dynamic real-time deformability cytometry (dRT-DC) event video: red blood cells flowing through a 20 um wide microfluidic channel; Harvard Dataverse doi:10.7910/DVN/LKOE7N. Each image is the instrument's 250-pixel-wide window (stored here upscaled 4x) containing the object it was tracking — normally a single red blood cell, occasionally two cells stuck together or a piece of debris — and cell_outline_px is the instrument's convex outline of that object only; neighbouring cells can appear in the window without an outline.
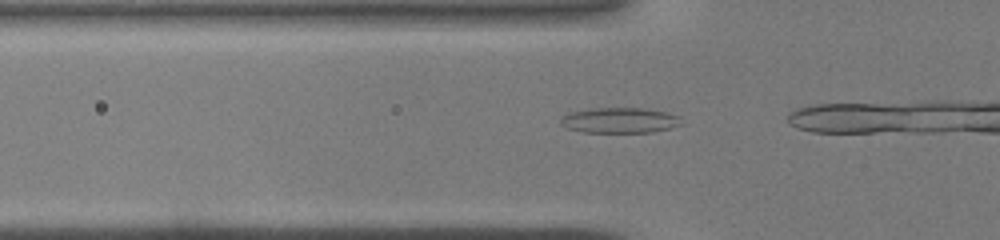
{"species": "common noctule bat (a hibernating species)", "species_latin": "Nyctalus noctula", "temperature_condition": "warm", "stored_images_in_passage": 9, "camera_frame_rate_fps": 3000, "um_per_image_px": 0.085, "animal": {"sex": "male", "body_mass_g": 19.0, "forearm_length_mm": 50.8}, "frame": {"image": 1, "passage_image": 2, "time_ms": 0.333, "image_size_px": [1000, 240], "cell_outline_px": [[684, 124], [652, 132], [584, 132], [568, 128], [560, 124], [560, 120], [568, 112], [592, 108], [644, 108], [664, 112], [680, 116]], "centroid_in_image_um": [52.68, 10.22], "position_along_channel_um": 73.1, "area_um2": 17.86}}